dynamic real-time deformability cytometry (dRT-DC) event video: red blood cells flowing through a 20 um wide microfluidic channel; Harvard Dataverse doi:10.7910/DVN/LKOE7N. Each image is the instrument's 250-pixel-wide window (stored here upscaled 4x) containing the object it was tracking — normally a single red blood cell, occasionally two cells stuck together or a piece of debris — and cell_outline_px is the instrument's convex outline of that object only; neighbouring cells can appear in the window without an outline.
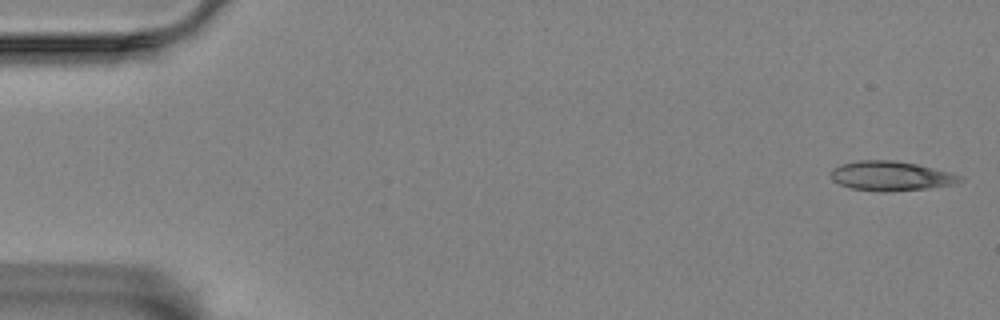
{"species": "Egyptian fruit bat (a non-hibernating species)", "species_latin": "Rousettus aegyptiacus", "temperature_condition": "room temperature", "stored_images_in_passage": 19, "camera_frame_rate_fps": 3000, "um_per_image_px": 0.085, "animal": {"sex": "female"}, "frame": {"image": 1, "passage_image": 1, "time_ms": 0.0, "image_size_px": [1000, 320], "cell_outline_px": [[964, 180], [956, 184], [928, 188], [852, 188], [840, 184], [832, 180], [832, 168], [840, 164], [856, 160], [896, 160], [916, 164], [964, 176]], "centroid_in_image_um": [75.76, 14.89], "position_along_channel_um": 9.2, "area_um2": 21.1}}